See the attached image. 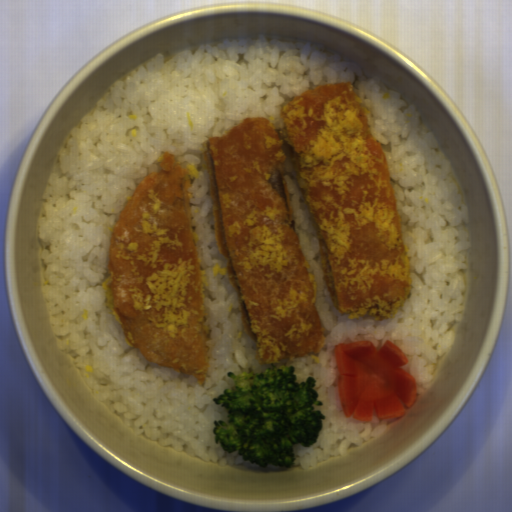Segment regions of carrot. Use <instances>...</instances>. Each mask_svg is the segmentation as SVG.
I'll return each instance as SVG.
<instances>
[{"label": "carrot", "instance_id": "1", "mask_svg": "<svg viewBox=\"0 0 512 512\" xmlns=\"http://www.w3.org/2000/svg\"><path fill=\"white\" fill-rule=\"evenodd\" d=\"M337 395L345 418L369 423L397 419L418 397L417 380L403 369L406 354L389 339L341 342L333 350Z\"/></svg>", "mask_w": 512, "mask_h": 512}]
</instances>
